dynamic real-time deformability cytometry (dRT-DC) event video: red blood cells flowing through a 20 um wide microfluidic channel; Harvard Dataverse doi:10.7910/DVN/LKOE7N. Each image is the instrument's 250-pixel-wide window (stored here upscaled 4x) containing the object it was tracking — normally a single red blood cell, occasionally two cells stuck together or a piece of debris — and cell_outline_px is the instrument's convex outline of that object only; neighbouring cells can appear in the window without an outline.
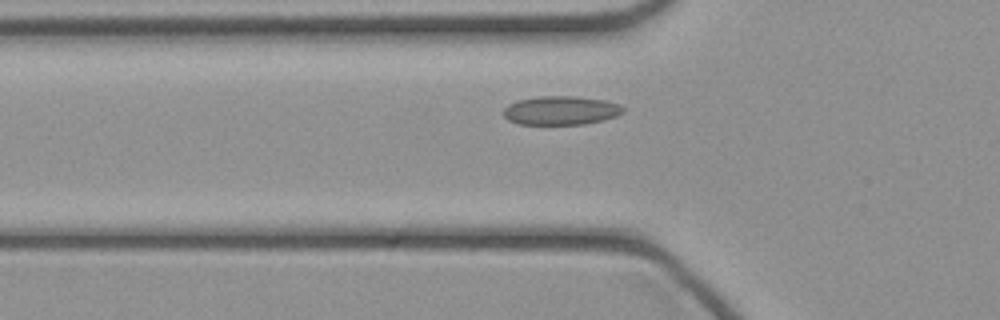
{"species": "common noctule bat (a hibernating species)", "species_latin": "Nyctalus noctula", "temperature_condition": "cold", "stored_images_in_passage": 32, "camera_frame_rate_fps": 3000, "um_per_image_px": 0.085, "animal": {"sex": "female", "body_mass_g": 21.9}, "frame": {"image": 1, "passage_image": 7, "time_ms": 2.0, "image_size_px": [1000, 320], "cell_outline_px": [[624, 112], [616, 116], [604, 120], [584, 124], [516, 124], [508, 120], [504, 116], [504, 108], [508, 104], [520, 100], [540, 96], [572, 96], [604, 100], [620, 104], [624, 108]], "centroid_in_image_um": [47.68, 9.39], "position_along_channel_um": 78.1, "area_um2": 20.06}}
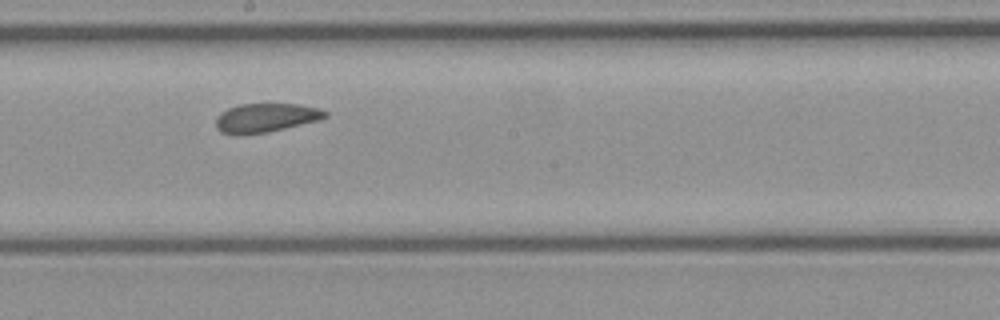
{"frame": {"image": 2, "passage_image": 17, "time_ms": 5.333, "image_size_px": [1000, 320], "cell_outline_px": [[328, 116], [320, 120], [268, 132], [244, 136], [232, 136], [220, 132], [216, 128], [216, 116], [220, 112], [228, 108], [240, 104], [300, 104], [320, 108], [328, 112]], "centroid_in_image_um": [22.56, 10.03], "position_along_channel_um": 225.6, "area_um2": 18.96}}
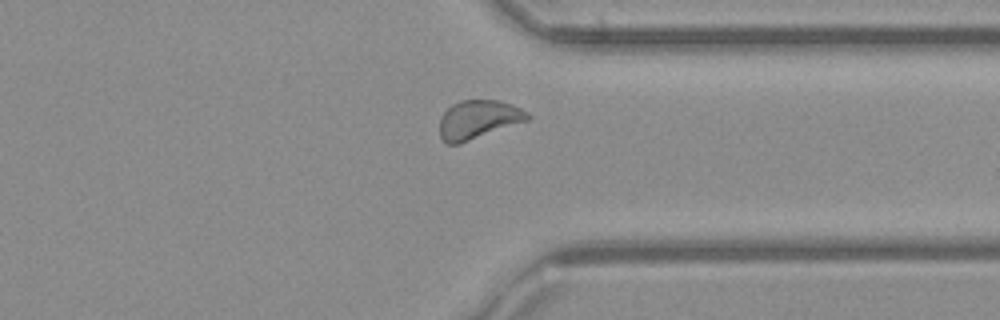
{"frame": {"image": 3, "passage_image": 27, "time_ms": 8.667, "image_size_px": [1000, 320], "cell_outline_px": [[532, 116], [528, 120], [460, 144], [448, 144], [440, 136], [440, 116], [452, 104], [460, 100], [496, 100], [512, 104], [528, 112]], "centroid_in_image_um": [40.65, 10.16], "position_along_channel_um": 370.7, "area_um2": 19.83}}